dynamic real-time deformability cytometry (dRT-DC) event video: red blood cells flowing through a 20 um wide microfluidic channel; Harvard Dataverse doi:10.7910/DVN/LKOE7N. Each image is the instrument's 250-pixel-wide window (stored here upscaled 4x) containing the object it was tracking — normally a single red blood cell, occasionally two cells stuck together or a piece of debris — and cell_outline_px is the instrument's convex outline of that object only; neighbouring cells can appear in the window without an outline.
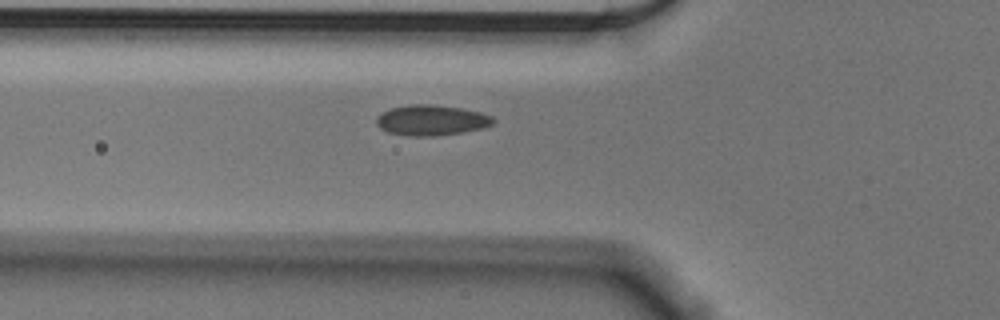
{"species": "Egyptian fruit bat (a non-hibernating species)", "species_latin": "Rousettus aegyptiacus", "temperature_condition": "cold", "stored_images_in_passage": 41, "segment_of_instrument_passage": [1, 2], "camera_frame_rate_fps": 3000, "um_per_image_px": 0.085, "animal": {"sex": "male"}, "frame": {"image": 1, "passage_image": 4, "time_ms": 1.0, "image_size_px": [1000, 320], "cell_outline_px": [[496, 120], [492, 124], [480, 128], [464, 132], [436, 136], [408, 136], [388, 132], [380, 128], [376, 124], [376, 116], [380, 112], [392, 108], [408, 104], [432, 104], [460, 108], [480, 112], [492, 116]], "centroid_in_image_um": [36.63, 10.21], "position_along_channel_um": 89.2, "area_um2": 20.87}}
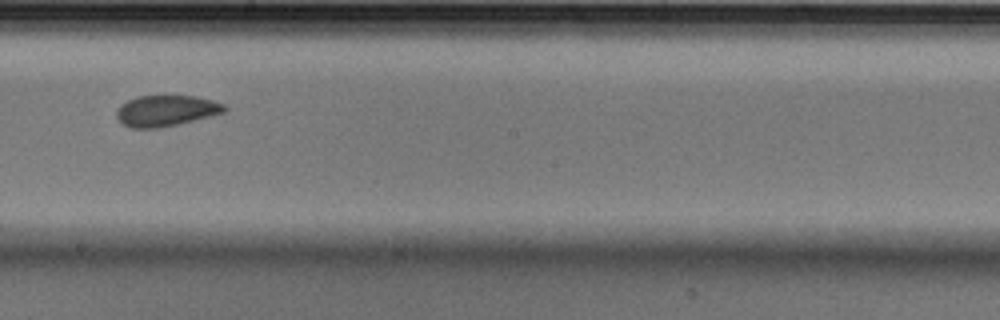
{"frame": {"image": 2, "passage_image": 16, "time_ms": 5.0, "image_size_px": [1000, 320], "cell_outline_px": [[228, 108], [224, 112], [160, 128], [132, 128], [120, 124], [116, 116], [116, 108], [120, 104], [128, 100], [140, 96], [196, 96], [212, 100], [224, 104]], "centroid_in_image_um": [14.05, 9.41], "position_along_channel_um": 234.1, "area_um2": 19.42}}
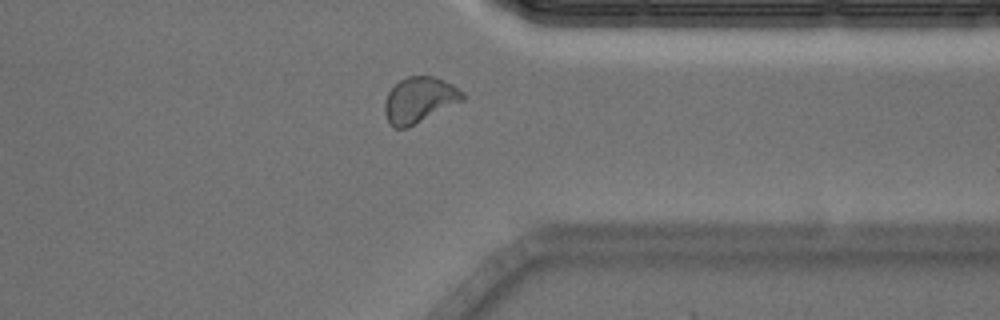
{"frame": {"image": 3, "passage_image": 28, "time_ms": 9.0, "image_size_px": [1000, 320], "cell_outline_px": [[464, 100], [408, 128], [392, 128], [388, 124], [384, 112], [384, 104], [388, 92], [400, 80], [408, 76], [432, 76], [452, 84], [464, 92]], "centroid_in_image_um": [35.62, 8.52], "position_along_channel_um": 375.8, "area_um2": 20.81}}